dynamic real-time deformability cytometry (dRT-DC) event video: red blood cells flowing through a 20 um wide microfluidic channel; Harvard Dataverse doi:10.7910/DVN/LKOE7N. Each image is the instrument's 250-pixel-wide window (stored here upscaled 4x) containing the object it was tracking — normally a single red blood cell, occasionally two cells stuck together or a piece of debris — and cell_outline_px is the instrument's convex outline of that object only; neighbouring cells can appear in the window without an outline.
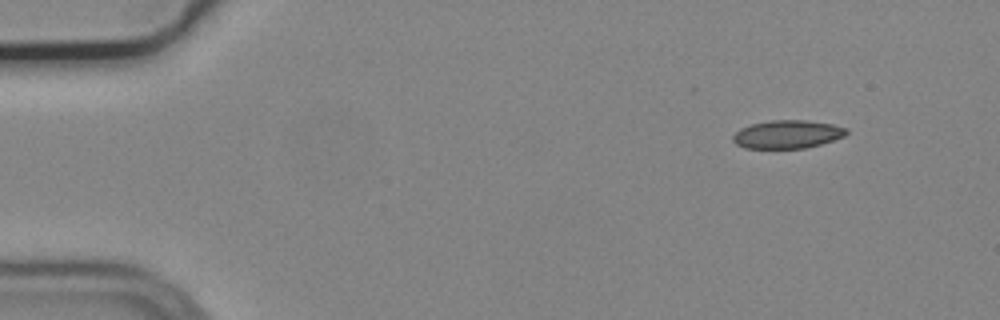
{"species": "common noctule bat (a hibernating species)", "species_latin": "Nyctalus noctula", "temperature_condition": "cold", "stored_images_in_passage": 5, "camera_frame_rate_fps": 3000, "um_per_image_px": 0.085, "animal": {"sex": "male", "body_mass_g": 19.2, "forearm_length_mm": 51.8}, "frame": {"image": 1, "passage_image": 1, "time_ms": 0.0, "image_size_px": [1000, 320], "cell_outline_px": [[848, 132], [844, 136], [820, 144], [804, 148], [744, 148], [736, 144], [732, 140], [732, 136], [740, 128], [752, 124], [772, 120], [804, 120], [832, 124], [848, 128]], "centroid_in_image_um": [66.91, 11.41], "position_along_channel_um": 18.1, "area_um2": 18.55}}
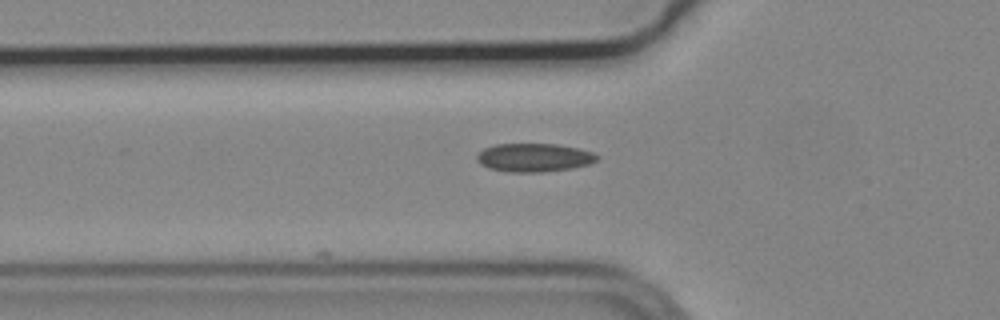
{"frame": {"image": 2, "passage_image": 4, "time_ms": 1.0, "image_size_px": [1000, 320], "cell_outline_px": [[600, 156], [596, 160], [588, 164], [572, 168], [544, 172], [508, 172], [488, 168], [480, 164], [476, 160], [476, 156], [484, 148], [496, 144], [556, 144], [580, 148], [592, 152]], "centroid_in_image_um": [45.38, 13.39], "position_along_channel_um": 80.4, "area_um2": 20.0}}
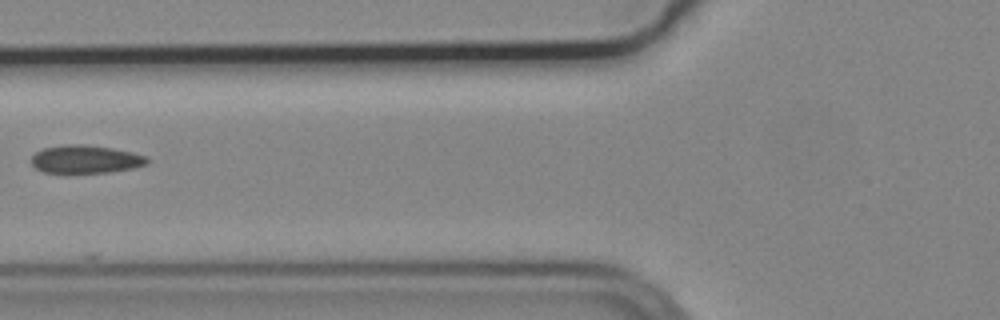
{"frame": {"image": 3, "passage_image": 5, "time_ms": 1.333, "image_size_px": [1000, 320], "cell_outline_px": [[148, 164], [132, 168], [108, 172], [44, 172], [36, 168], [32, 164], [32, 156], [36, 152], [44, 148], [64, 144], [84, 144], [112, 148], [132, 152], [148, 156]], "centroid_in_image_um": [7.29, 13.52], "position_along_channel_um": 118.5, "area_um2": 18.79}}